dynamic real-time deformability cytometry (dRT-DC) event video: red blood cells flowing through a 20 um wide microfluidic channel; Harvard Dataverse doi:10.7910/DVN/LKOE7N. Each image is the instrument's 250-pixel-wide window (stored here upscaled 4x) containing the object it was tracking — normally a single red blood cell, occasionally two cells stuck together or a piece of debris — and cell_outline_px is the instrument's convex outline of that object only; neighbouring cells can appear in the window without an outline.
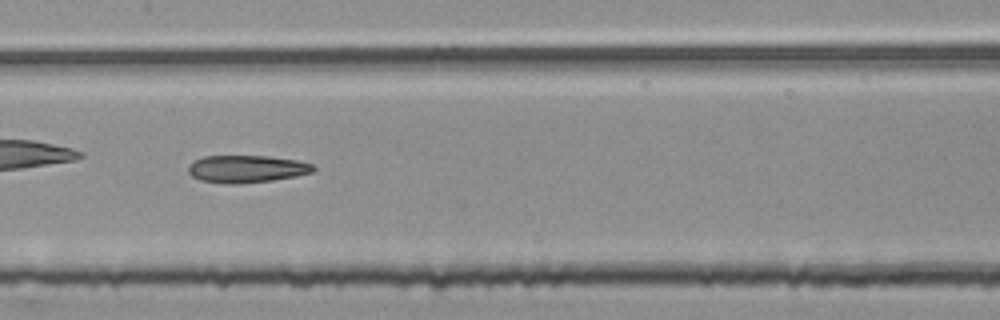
{"species": "common noctule bat (a hibernating species)", "species_latin": "Nyctalus noctula", "temperature_condition": "room temperature", "stored_images_in_passage": 36, "camera_frame_rate_fps": 3000, "um_per_image_px": 0.085, "animal": {"sex": "female", "body_mass_g": 25.1}, "frame": {"image": 1, "passage_image": 11, "time_ms": 3.333, "image_size_px": [1000, 320], "cell_outline_px": [[316, 168], [312, 172], [296, 176], [272, 180], [236, 184], [228, 184], [200, 180], [192, 176], [188, 172], [188, 168], [196, 160], [204, 156], [268, 156], [296, 160], [312, 164]], "centroid_in_image_um": [20.97, 14.36], "position_along_channel_um": 186.4, "area_um2": 19.77}}
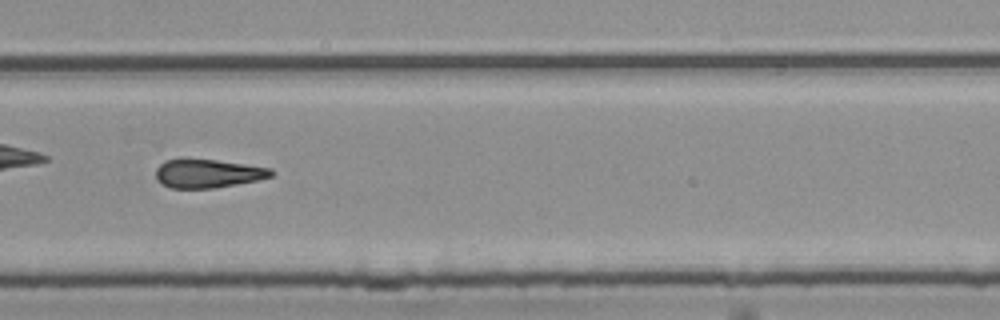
{"frame": {"image": 2, "passage_image": 21, "time_ms": 6.667, "image_size_px": [1000, 320], "cell_outline_px": [[272, 176], [260, 180], [212, 188], [172, 188], [160, 184], [156, 176], [156, 168], [164, 160], [180, 156], [184, 156], [216, 160], [272, 168]], "centroid_in_image_um": [17.6, 14.71], "position_along_channel_um": 312.2, "area_um2": 19.77}}